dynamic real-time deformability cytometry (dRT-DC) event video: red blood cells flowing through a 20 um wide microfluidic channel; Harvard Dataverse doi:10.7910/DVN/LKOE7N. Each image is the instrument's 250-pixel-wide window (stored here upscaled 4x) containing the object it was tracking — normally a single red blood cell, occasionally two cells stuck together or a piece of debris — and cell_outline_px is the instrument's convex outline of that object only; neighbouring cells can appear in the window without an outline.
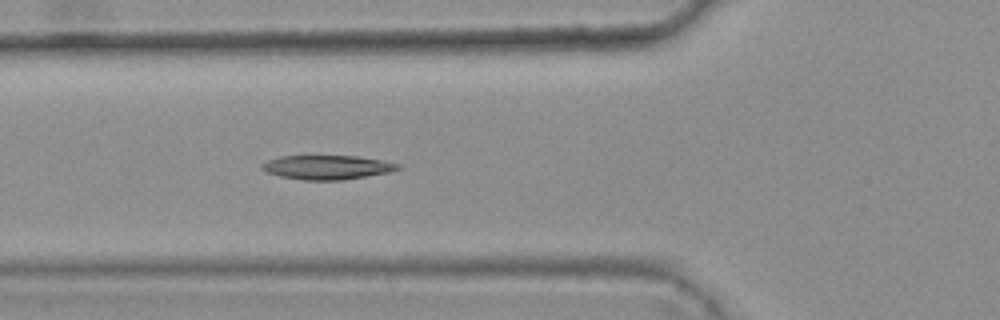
{"species": "common noctule bat (a hibernating species)", "species_latin": "Nyctalus noctula", "temperature_condition": "warm", "stored_images_in_passage": 5, "camera_frame_rate_fps": 3000, "um_per_image_px": 0.085, "animal": {"sex": "female", "body_mass_g": 25.1}, "frame": {"image": 1, "passage_image": 5, "time_ms": 1.333, "image_size_px": [1000, 320], "cell_outline_px": [[400, 168], [388, 172], [340, 180], [304, 180], [280, 176], [268, 172], [260, 168], [260, 164], [268, 160], [280, 156], [356, 156], [380, 160], [400, 164]], "centroid_in_image_um": [27.75, 14.21], "position_along_channel_um": 98.0, "area_um2": 18.84}}